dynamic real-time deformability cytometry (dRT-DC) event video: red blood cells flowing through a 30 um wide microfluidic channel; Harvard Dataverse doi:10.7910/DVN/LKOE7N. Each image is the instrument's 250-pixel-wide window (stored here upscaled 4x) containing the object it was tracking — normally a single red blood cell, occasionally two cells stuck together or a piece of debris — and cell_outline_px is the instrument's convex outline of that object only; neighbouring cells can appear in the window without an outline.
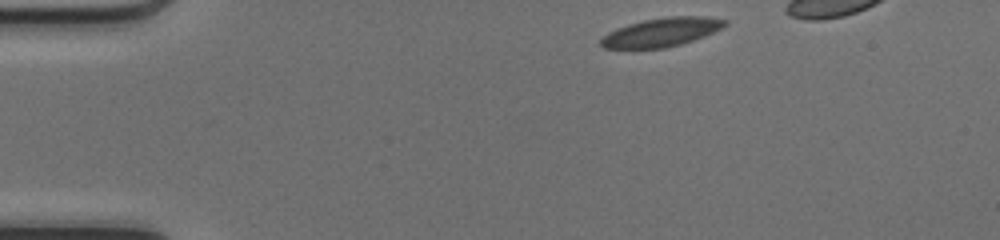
{"species": "common noctule bat (a hibernating species)", "species_latin": "Nyctalus noctula", "temperature_condition": "cold", "stored_images_in_passage": 34, "camera_frame_rate_fps": 3000, "um_per_image_px": 0.085, "animal": {"sex": "female", "body_mass_g": 17.0, "forearm_length_mm": 48.0}, "frame": {"image": 1, "passage_image": 1, "time_ms": 0.0, "image_size_px": [1000, 240], "cell_outline_px": [[728, 24], [704, 36], [680, 44], [664, 48], [604, 48], [600, 44], [600, 40], [608, 32], [616, 28], [628, 24], [644, 20], [668, 16], [704, 16], [728, 20]], "centroid_in_image_um": [56.22, 2.73], "position_along_channel_um": 28.8, "area_um2": 20.58}}
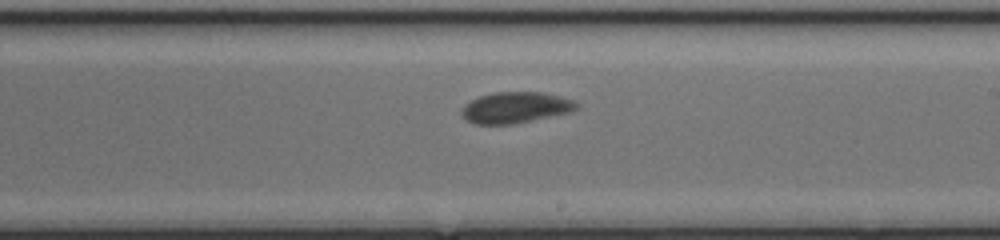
{"frame": {"image": 2, "passage_image": 22, "time_ms": 7.0, "image_size_px": [1000, 240], "cell_outline_px": [[580, 104], [572, 112], [512, 124], [472, 124], [464, 120], [460, 112], [460, 108], [464, 104], [480, 96], [496, 92], [544, 92], [560, 96], [572, 100]], "centroid_in_image_um": [43.78, 9.15], "position_along_channel_um": 245.2, "area_um2": 20.98}}
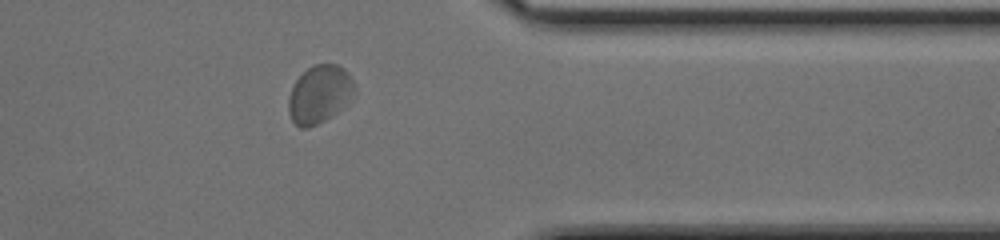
{"frame": {"image": 3, "passage_image": 33, "time_ms": 10.667, "image_size_px": [1000, 240], "cell_outline_px": [[356, 96], [348, 104], [324, 120], [308, 128], [300, 128], [292, 120], [288, 112], [288, 96], [296, 80], [312, 64], [336, 64], [344, 68], [348, 72], [356, 88]], "centroid_in_image_um": [27.19, 8.0], "position_along_channel_um": 384.2, "area_um2": 22.48}}